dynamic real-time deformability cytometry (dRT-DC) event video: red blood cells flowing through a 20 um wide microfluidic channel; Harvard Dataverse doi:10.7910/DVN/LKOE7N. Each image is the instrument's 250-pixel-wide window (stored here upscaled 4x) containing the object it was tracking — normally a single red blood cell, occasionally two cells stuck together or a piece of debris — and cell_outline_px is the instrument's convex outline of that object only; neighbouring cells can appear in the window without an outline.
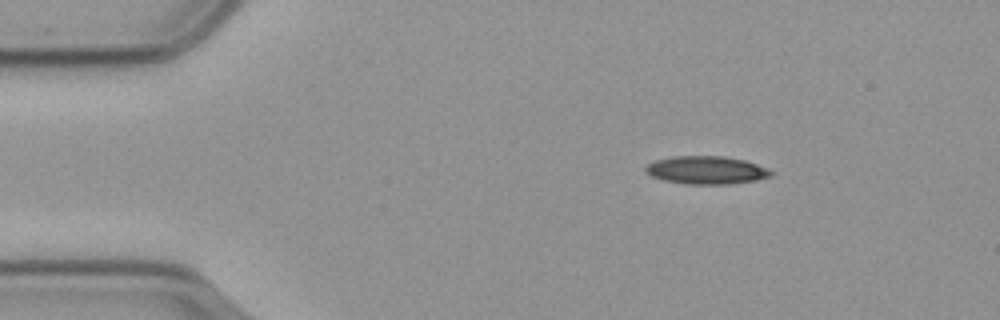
{"species": "common noctule bat (a hibernating species)", "species_latin": "Nyctalus noctula", "temperature_condition": "cold", "stored_images_in_passage": 25, "camera_frame_rate_fps": 3000, "um_per_image_px": 0.085, "animal": {"sex": "male", "body_mass_g": 23.1, "forearm_length_mm": 52.7}, "frame": {"image": 1, "passage_image": 1, "time_ms": 0.0, "image_size_px": [1000, 320], "cell_outline_px": [[772, 176], [756, 180], [728, 184], [684, 184], [664, 180], [652, 176], [644, 172], [644, 168], [648, 164], [656, 160], [672, 156], [724, 156], [744, 160], [768, 168], [772, 172]], "centroid_in_image_um": [60.02, 14.46], "position_along_channel_um": 25.0, "area_um2": 20.46}}
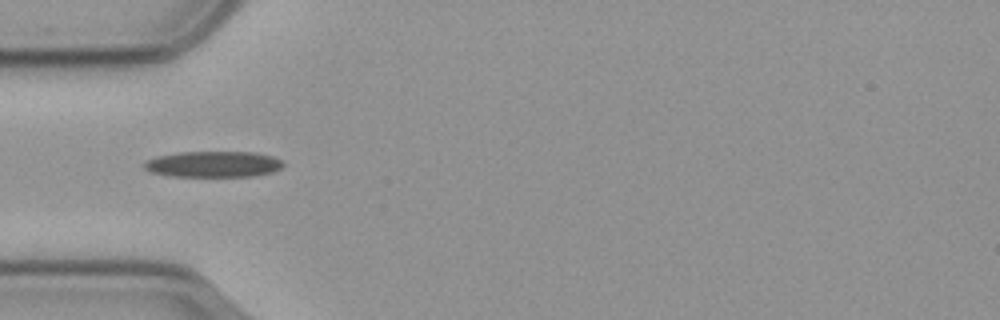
{"frame": {"image": 2, "passage_image": 10, "time_ms": 3.0, "image_size_px": [1000, 320], "cell_outline_px": [[284, 164], [280, 168], [272, 172], [252, 176], [168, 176], [152, 172], [144, 168], [144, 164], [148, 160], [156, 156], [180, 152], [256, 152], [272, 156], [280, 160]], "centroid_in_image_um": [18.13, 13.95], "position_along_channel_um": 66.9, "area_um2": 20.92}}